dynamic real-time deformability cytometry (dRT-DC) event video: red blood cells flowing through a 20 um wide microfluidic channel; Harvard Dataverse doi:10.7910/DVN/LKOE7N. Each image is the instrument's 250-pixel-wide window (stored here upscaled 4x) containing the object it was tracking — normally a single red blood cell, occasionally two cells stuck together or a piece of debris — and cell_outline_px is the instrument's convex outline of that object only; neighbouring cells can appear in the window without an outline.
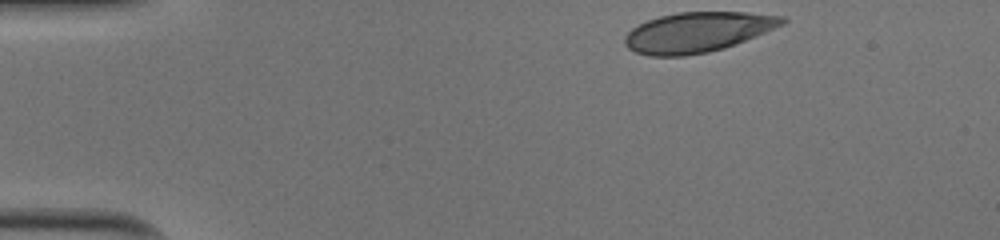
{"species": "human", "species_latin": "Homo sapiens", "temperature_condition": "cold", "stored_images_in_passage": 35, "camera_frame_rate_fps": 3000, "um_per_image_px": 0.085, "donor": {"sex": "male"}, "frame": {"image": 1, "passage_image": 1, "time_ms": 0.0, "image_size_px": [1000, 240], "cell_outline_px": [[788, 20], [784, 24], [756, 36], [724, 48], [708, 52], [684, 56], [648, 56], [636, 52], [628, 48], [624, 44], [624, 36], [632, 28], [648, 20], [660, 16], [676, 12], [748, 12], [784, 16]], "centroid_in_image_um": [59.29, 2.73], "position_along_channel_um": 25.7, "area_um2": 36.82}}
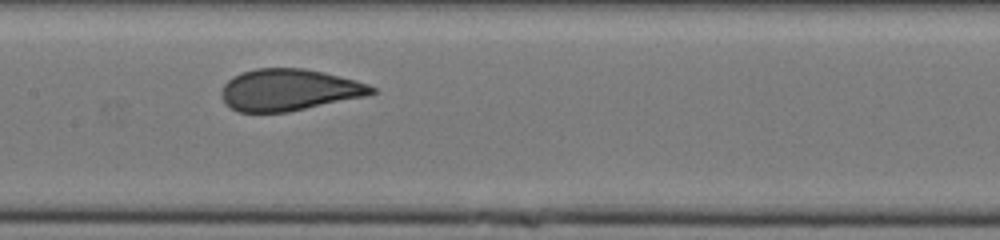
{"frame": {"image": 2, "passage_image": 19, "time_ms": 6.0, "image_size_px": [1000, 240], "cell_outline_px": [[380, 92], [364, 96], [288, 112], [236, 112], [224, 100], [220, 92], [224, 84], [232, 76], [240, 72], [256, 68], [304, 68], [324, 72], [356, 80], [368, 84], [376, 88]], "centroid_in_image_um": [24.57, 7.63], "position_along_channel_um": 182.8, "area_um2": 36.53}}
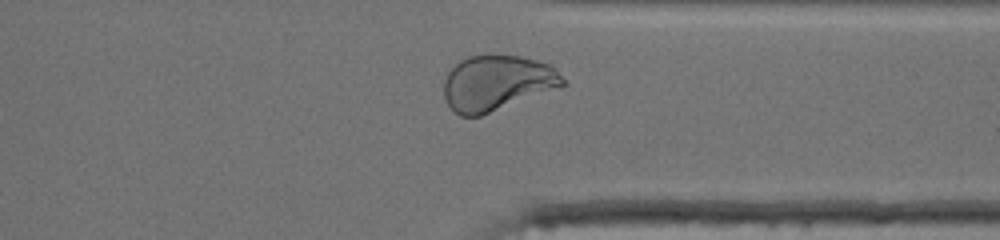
{"frame": {"image": 3, "passage_image": 33, "time_ms": 10.667, "image_size_px": [1000, 240], "cell_outline_px": [[564, 84], [480, 116], [460, 116], [444, 100], [444, 80], [448, 72], [460, 60], [468, 56], [520, 56], [536, 60], [548, 64], [556, 68], [564, 80]], "centroid_in_image_um": [42.18, 7.04], "position_along_channel_um": 369.2, "area_um2": 37.45}, "authors_computed_cell_mechanics": {"area_um2": 37.0498, "velocity_mm_per_s": 4.0047, "shape_relaxation_time_tau1_ms": 10.117, "shape_relaxation_time_tau2_ms": null, "deformation_change_tau1": 0.2468, "deformation_change_tau2": null}}